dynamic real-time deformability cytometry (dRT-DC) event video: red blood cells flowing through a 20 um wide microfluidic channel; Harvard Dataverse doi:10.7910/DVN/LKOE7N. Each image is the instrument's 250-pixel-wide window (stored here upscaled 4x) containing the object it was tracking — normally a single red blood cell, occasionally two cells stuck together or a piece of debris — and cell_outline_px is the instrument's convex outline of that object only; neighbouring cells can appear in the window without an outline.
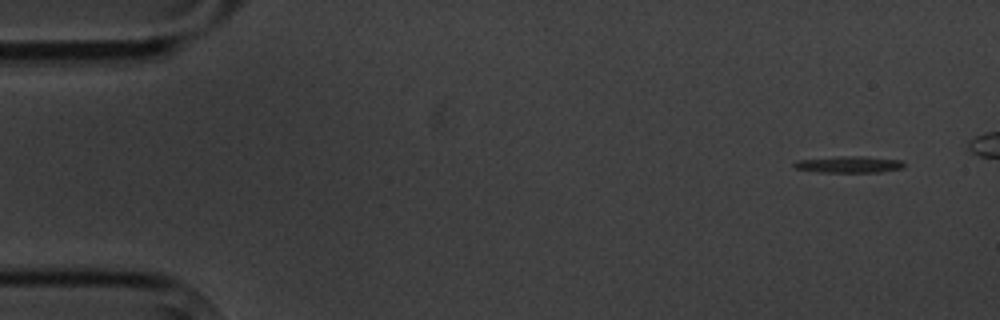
{"species": "common noctule bat (a hibernating species)", "species_latin": "Nyctalus noctula", "temperature_condition": "cold", "stored_images_in_passage": 9, "camera_frame_rate_fps": 3000, "um_per_image_px": 0.085, "animal": {"sex": "male", "body_mass_g": 20.1, "forearm_length_mm": 53.5}, "frame": {"image": 1, "passage_image": 1, "time_ms": 0.0, "image_size_px": [1000, 320], "cell_outline_px": [[904, 168], [880, 172], [816, 172], [796, 168], [792, 164], [796, 160], [840, 156], [864, 156], [900, 160], [904, 164]], "centroid_in_image_um": [72.15, 13.97], "position_along_channel_um": 12.8, "area_um2": 10.64}}
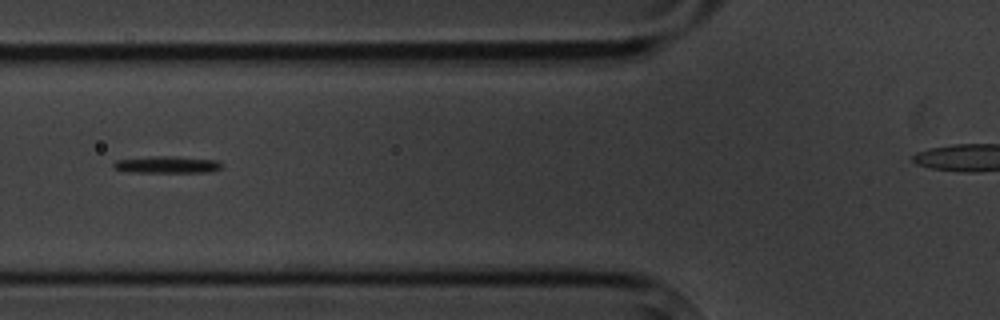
{"frame": {"image": 2, "passage_image": 6, "time_ms": 6.0, "image_size_px": [1000, 320], "cell_outline_px": [[224, 164], [220, 168], [208, 172], [128, 172], [112, 168], [112, 164], [116, 160], [152, 156], [172, 156], [216, 160]], "centroid_in_image_um": [14.16, 13.99], "position_along_channel_um": 111.6, "area_um2": 10.69}}
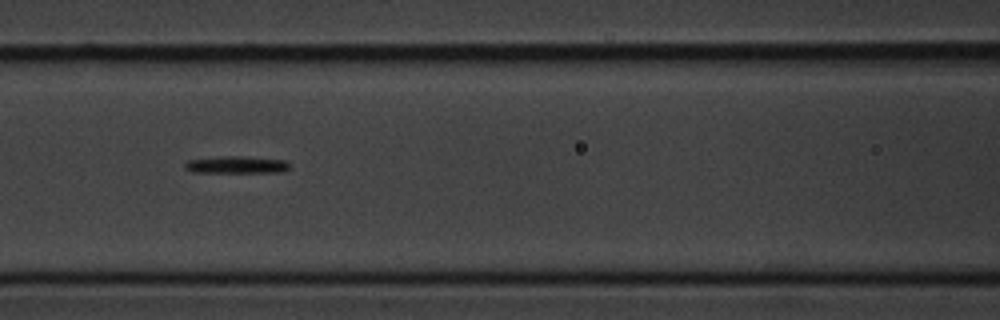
{"frame": {"image": 3, "passage_image": 7, "time_ms": 7.0, "image_size_px": [1000, 320], "cell_outline_px": [[288, 168], [284, 172], [192, 172], [184, 168], [184, 164], [188, 160], [220, 156], [240, 156], [284, 160], [288, 164]], "centroid_in_image_um": [20.05, 14.0], "position_along_channel_um": 146.5, "area_um2": 10.4}}